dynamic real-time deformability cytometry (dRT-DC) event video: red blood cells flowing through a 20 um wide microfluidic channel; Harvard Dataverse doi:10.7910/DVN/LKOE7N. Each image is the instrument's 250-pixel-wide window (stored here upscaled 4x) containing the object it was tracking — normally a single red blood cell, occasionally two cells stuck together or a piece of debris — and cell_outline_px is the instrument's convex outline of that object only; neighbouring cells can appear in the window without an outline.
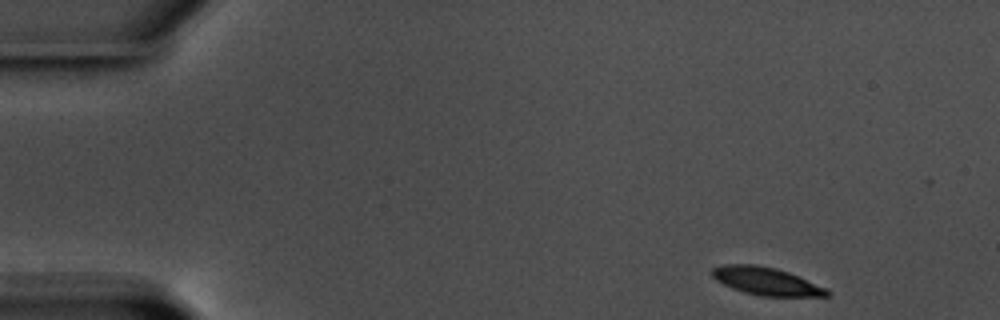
{"species": "common noctule bat (a hibernating species)", "species_latin": "Nyctalus noctula", "temperature_condition": "warm", "stored_images_in_passage": 53, "camera_frame_rate_fps": 3000, "um_per_image_px": 0.085, "animal": {"sex": "male", "body_mass_g": 17.5, "forearm_length_mm": 52.3}, "frame": {"image": 1, "passage_image": 1, "time_ms": 0.0, "image_size_px": [1000, 320], "cell_outline_px": [[832, 292], [828, 296], [760, 296], [744, 292], [732, 288], [716, 280], [712, 276], [712, 268], [724, 264], [756, 264], [776, 268], [788, 272], [824, 288]], "centroid_in_image_um": [65.09, 23.89], "position_along_channel_um": 19.9, "area_um2": 18.38}}
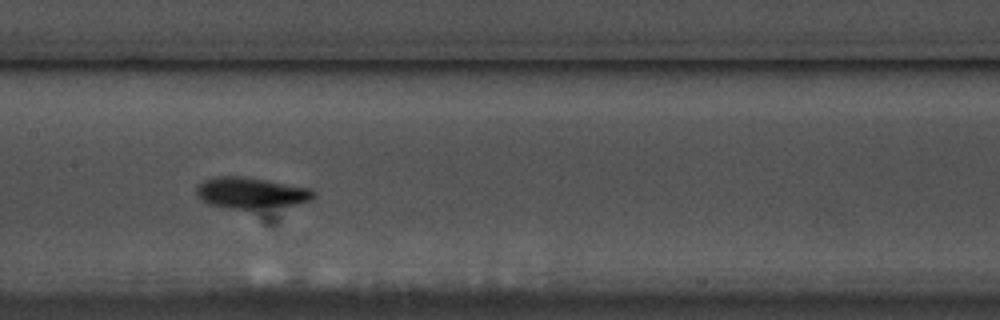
{"frame": {"image": 2, "passage_image": 24, "time_ms": 7.667, "image_size_px": [1000, 320], "cell_outline_px": [[316, 196], [300, 204], [256, 208], [224, 208], [208, 204], [200, 200], [196, 196], [196, 188], [204, 180], [216, 176], [244, 176], [268, 180], [308, 188], [316, 192]], "centroid_in_image_um": [21.29, 16.38], "position_along_channel_um": 186.1, "area_um2": 21.21}}
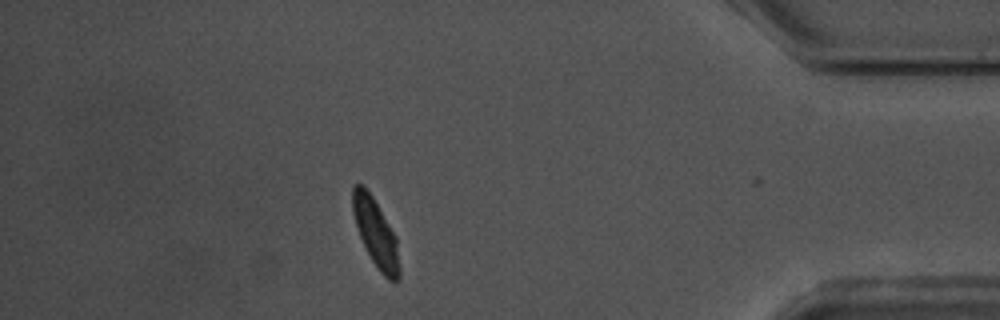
{"frame": {"image": 3, "passage_image": 46, "time_ms": 15.0, "image_size_px": [1000, 320], "cell_outline_px": [[400, 276], [396, 280], [388, 280], [380, 272], [372, 260], [360, 236], [352, 212], [352, 184], [364, 184], [372, 196], [396, 236], [400, 268]], "centroid_in_image_um": [31.93, 19.77], "position_along_channel_um": 403.3, "area_um2": 18.32}, "authors_computed_cell_mechanics": {"area_um2": 19.363, "velocity_mm_per_s": 3.511, "shape_relaxation_time_tau1_ms": 2.2488, "shape_relaxation_time_tau2_ms": 3.0402, "deformation_change_tau1": 0.1255, "deformation_change_tau2": 0.0722}}